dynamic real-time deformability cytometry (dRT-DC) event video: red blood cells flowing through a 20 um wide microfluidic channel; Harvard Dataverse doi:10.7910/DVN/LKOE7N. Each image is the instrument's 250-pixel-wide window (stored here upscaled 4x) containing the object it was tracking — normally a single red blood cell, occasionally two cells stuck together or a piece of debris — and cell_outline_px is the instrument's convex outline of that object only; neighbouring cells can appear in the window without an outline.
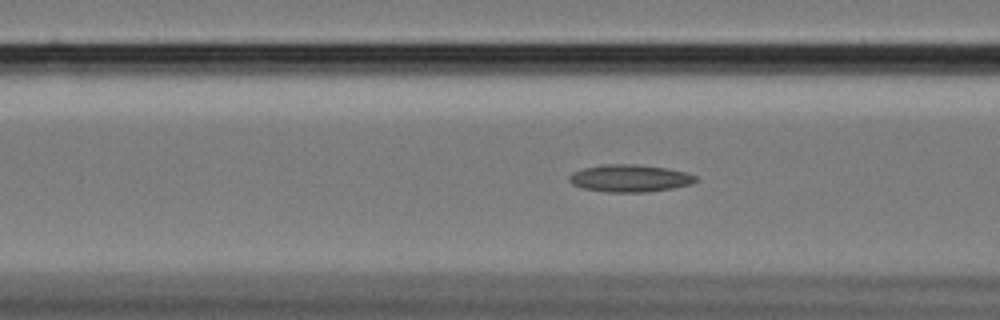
{"species": "Egyptian fruit bat (a non-hibernating species)", "species_latin": "Rousettus aegyptiacus", "temperature_condition": "cold", "stored_images_in_passage": 59, "camera_frame_rate_fps": 3000, "um_per_image_px": 0.085, "animal": {"sex": "female"}, "frame": {"image": 1, "passage_image": 23, "time_ms": 7.333, "image_size_px": [1000, 320], "cell_outline_px": [[700, 180], [692, 184], [672, 188], [648, 192], [604, 192], [584, 188], [572, 184], [568, 180], [568, 176], [572, 172], [584, 168], [600, 164], [636, 164], [664, 168], [688, 172], [696, 176]], "centroid_in_image_um": [53.54, 15.15], "position_along_channel_um": 113.1, "area_um2": 20.35}}
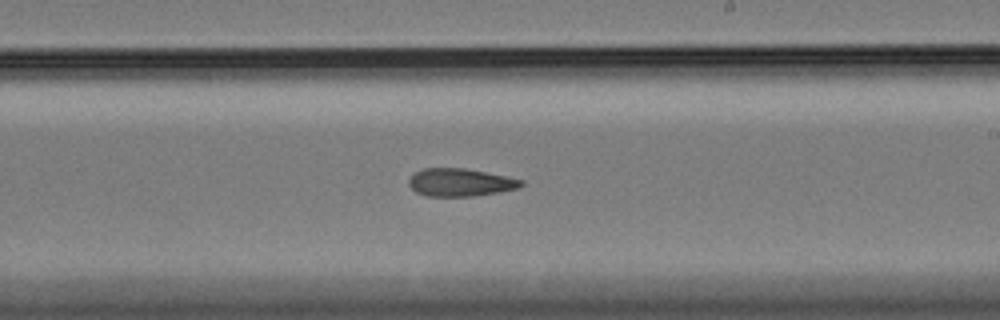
{"frame": {"image": 2, "passage_image": 35, "time_ms": 11.333, "image_size_px": [1000, 320], "cell_outline_px": [[524, 184], [520, 188], [500, 192], [472, 196], [424, 196], [416, 192], [408, 184], [408, 180], [416, 172], [424, 168], [464, 168], [508, 176], [524, 180]], "centroid_in_image_um": [39.16, 15.51], "position_along_channel_um": 249.8, "area_um2": 18.32}}
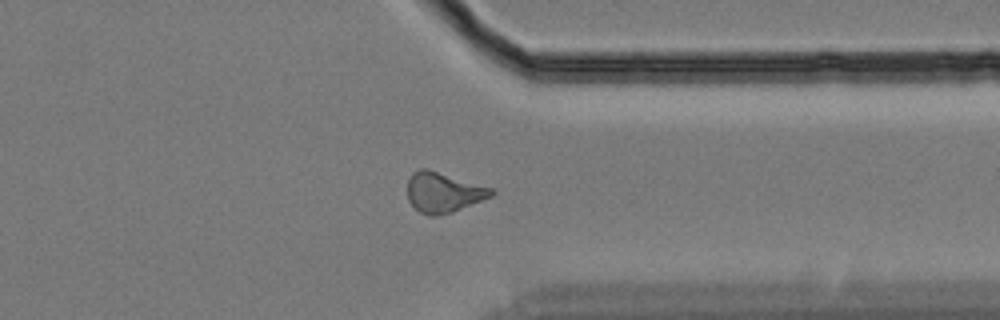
{"frame": {"image": 3, "passage_image": 46, "time_ms": 15.0, "image_size_px": [1000, 320], "cell_outline_px": [[496, 192], [492, 196], [452, 212], [436, 216], [428, 216], [420, 212], [408, 200], [408, 180], [412, 172], [420, 168], [424, 168], [492, 188]], "centroid_in_image_um": [37.67, 16.36], "position_along_channel_um": 373.7, "area_um2": 19.31}}